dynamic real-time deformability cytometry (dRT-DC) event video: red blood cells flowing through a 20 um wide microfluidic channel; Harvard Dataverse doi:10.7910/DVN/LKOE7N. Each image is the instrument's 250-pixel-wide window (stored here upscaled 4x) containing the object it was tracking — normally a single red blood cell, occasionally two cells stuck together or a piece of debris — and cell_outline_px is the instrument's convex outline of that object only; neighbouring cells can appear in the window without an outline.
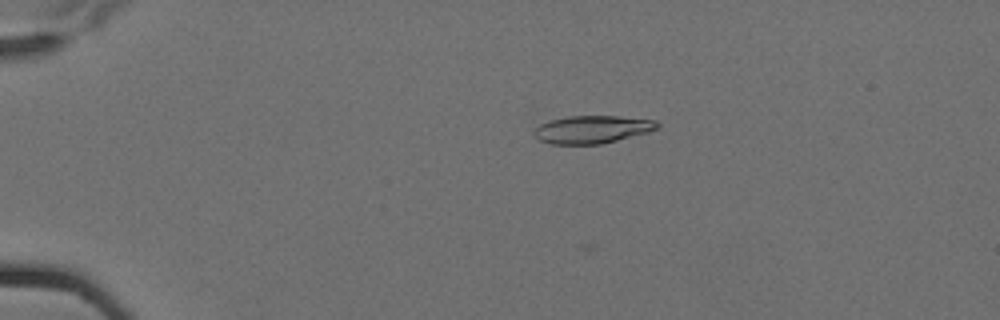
{"species": "Egyptian fruit bat (a non-hibernating species)", "species_latin": "Rousettus aegyptiacus", "temperature_condition": "cold", "stored_images_in_passage": 5, "camera_frame_rate_fps": 3000, "um_per_image_px": 0.085, "animal": {"sex": "female"}, "frame": {"image": 1, "passage_image": 1, "time_ms": 0.0, "image_size_px": [1000, 320], "cell_outline_px": [[660, 128], [648, 132], [600, 144], [552, 144], [540, 140], [532, 132], [540, 124], [548, 120], [568, 116], [620, 116], [656, 120], [660, 124]], "centroid_in_image_um": [50.35, 10.99], "position_along_channel_um": 34.6, "area_um2": 19.94}}
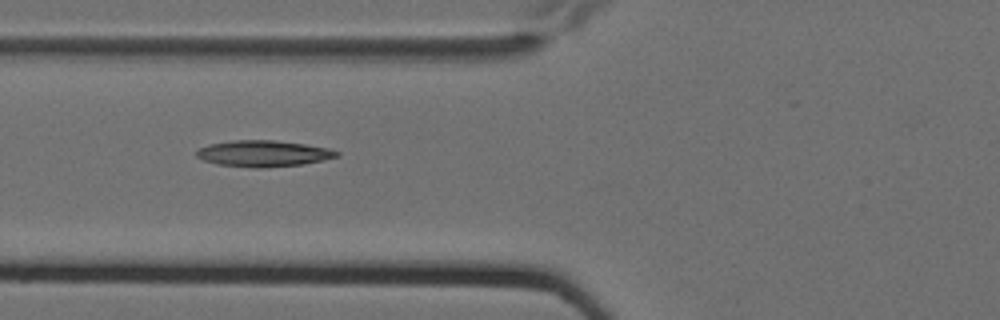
{"frame": {"image": 2, "passage_image": 4, "time_ms": 1.0, "image_size_px": [1000, 320], "cell_outline_px": [[340, 156], [324, 160], [300, 164], [264, 168], [252, 168], [216, 164], [204, 160], [196, 156], [196, 152], [200, 148], [208, 144], [232, 140], [276, 140], [304, 144], [328, 148], [340, 152]], "centroid_in_image_um": [22.38, 13.05], "position_along_channel_um": 103.4, "area_um2": 21.5}}
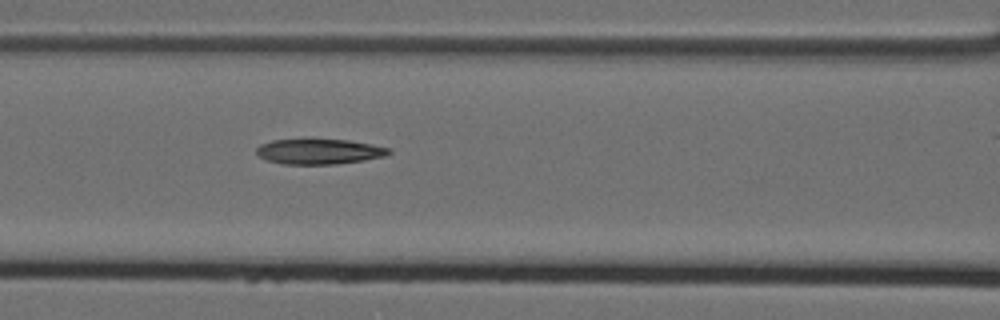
{"frame": {"image": 3, "passage_image": 5, "time_ms": 1.333, "image_size_px": [1000, 320], "cell_outline_px": [[392, 152], [384, 156], [364, 160], [336, 164], [284, 164], [264, 160], [256, 156], [256, 148], [260, 144], [272, 140], [312, 136], [348, 140], [392, 148]], "centroid_in_image_um": [27.06, 12.83], "position_along_channel_um": 139.5, "area_um2": 20.58}}